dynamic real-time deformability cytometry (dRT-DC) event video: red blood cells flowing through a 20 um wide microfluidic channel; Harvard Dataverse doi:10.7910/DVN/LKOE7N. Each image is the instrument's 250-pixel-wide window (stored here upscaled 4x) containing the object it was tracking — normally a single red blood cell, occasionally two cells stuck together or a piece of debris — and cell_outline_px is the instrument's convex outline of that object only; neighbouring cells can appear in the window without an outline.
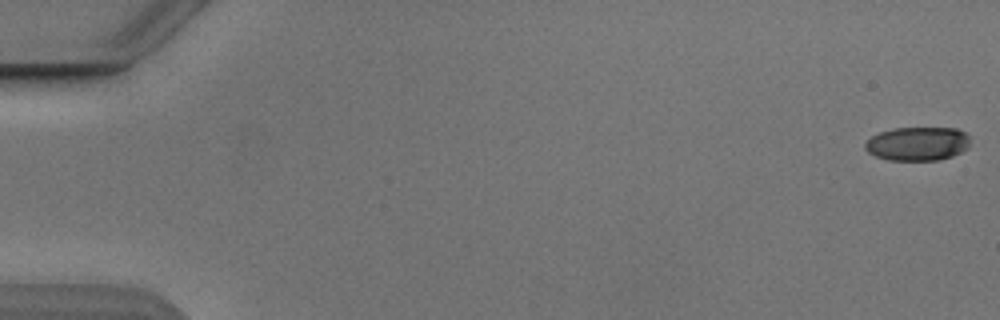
{"species": "Egyptian fruit bat (a non-hibernating species)", "species_latin": "Rousettus aegyptiacus", "temperature_condition": "cold", "stored_images_in_passage": 14, "camera_frame_rate_fps": 3000, "um_per_image_px": 0.085, "animal": {"sex": "male"}, "frame": {"image": 1, "passage_image": 1, "time_ms": 0.0, "image_size_px": [1000, 320], "cell_outline_px": [[968, 148], [952, 156], [940, 160], [888, 160], [876, 156], [868, 152], [864, 148], [864, 144], [872, 136], [880, 132], [896, 128], [956, 128], [964, 132], [968, 136]], "centroid_in_image_um": [77.98, 12.22], "position_along_channel_um": 7.0, "area_um2": 20.58}}
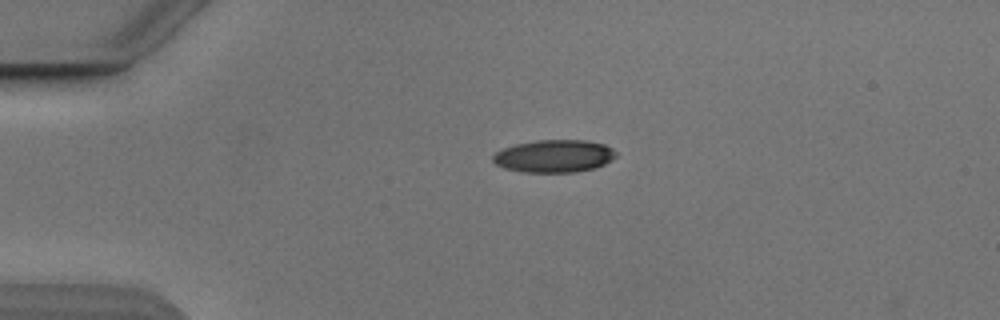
{"frame": {"image": 2, "passage_image": 13, "time_ms": 4.0, "image_size_px": [1000, 320], "cell_outline_px": [[616, 156], [604, 164], [592, 168], [576, 172], [524, 172], [504, 168], [496, 164], [492, 160], [492, 156], [496, 152], [504, 148], [516, 144], [536, 140], [588, 140], [604, 144], [612, 148], [616, 152]], "centroid_in_image_um": [47.09, 13.26], "position_along_channel_um": 37.9, "area_um2": 23.29}}